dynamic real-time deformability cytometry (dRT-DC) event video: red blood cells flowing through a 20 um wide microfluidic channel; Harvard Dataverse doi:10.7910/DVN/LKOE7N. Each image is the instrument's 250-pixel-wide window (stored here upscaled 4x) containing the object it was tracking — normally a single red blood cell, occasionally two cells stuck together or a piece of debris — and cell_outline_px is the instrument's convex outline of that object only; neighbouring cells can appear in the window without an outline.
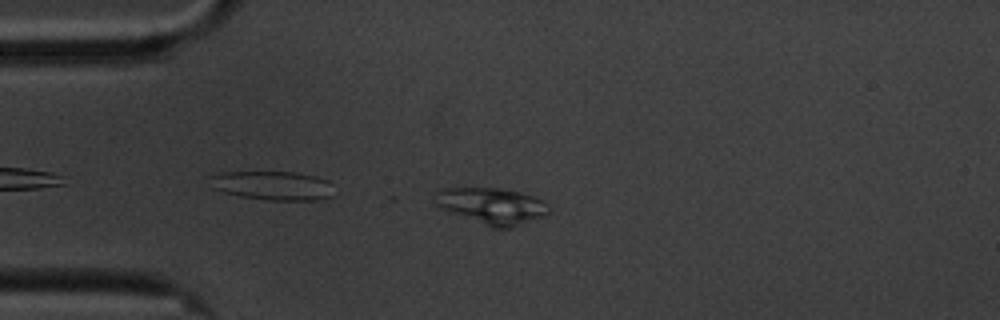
{"species": "common noctule bat (a hibernating species)", "species_latin": "Nyctalus noctula", "temperature_condition": "cold", "stored_images_in_passage": 46, "camera_frame_rate_fps": 3000, "um_per_image_px": 0.085, "animal": {"sex": "male", "body_mass_g": 20.1, "forearm_length_mm": 53.5}, "frame": {"image": 1, "passage_image": 2, "time_ms": 0.333, "image_size_px": [1000, 320], "cell_outline_px": [[548, 212], [540, 216], [512, 228], [492, 228], [452, 212], [436, 204], [436, 192], [444, 188], [500, 188], [520, 192], [532, 196], [540, 200], [544, 204]], "centroid_in_image_um": [41.78, 17.49], "position_along_channel_um": 43.2, "area_um2": 23.24}}
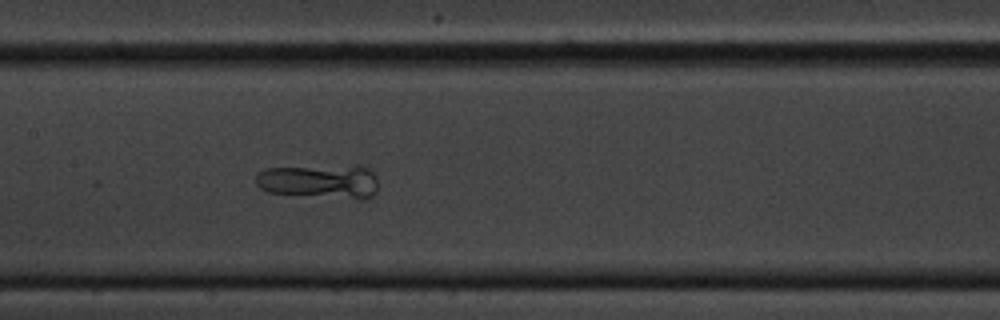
{"frame": {"image": 2, "passage_image": 16, "time_ms": 5.0, "image_size_px": [1000, 320], "cell_outline_px": [[376, 192], [372, 196], [364, 200], [360, 200], [268, 192], [260, 188], [256, 184], [256, 172], [264, 168], [356, 164], [368, 168], [376, 176]], "centroid_in_image_um": [27.19, 15.4], "position_along_channel_um": 180.2, "area_um2": 24.97}}
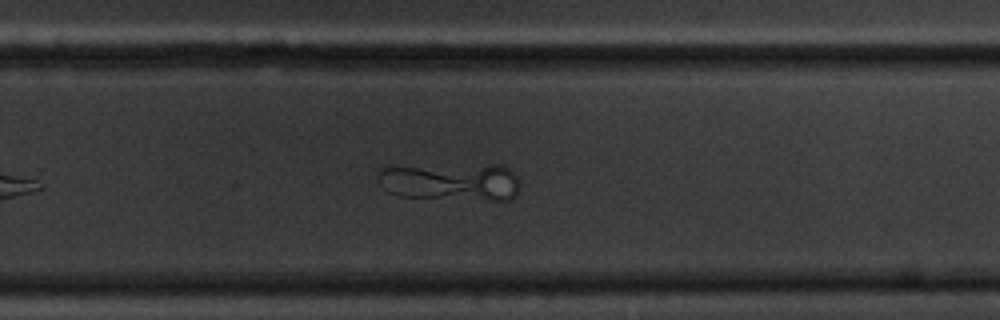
{"frame": {"image": 3, "passage_image": 26, "time_ms": 8.333, "image_size_px": [1000, 320], "cell_outline_px": [[520, 188], [516, 196], [512, 200], [488, 200], [400, 196], [388, 192], [384, 188], [376, 176], [380, 168], [384, 164], [504, 164], [516, 176], [520, 184]], "centroid_in_image_um": [38.28, 15.39], "position_along_channel_um": 291.5, "area_um2": 32.77}}